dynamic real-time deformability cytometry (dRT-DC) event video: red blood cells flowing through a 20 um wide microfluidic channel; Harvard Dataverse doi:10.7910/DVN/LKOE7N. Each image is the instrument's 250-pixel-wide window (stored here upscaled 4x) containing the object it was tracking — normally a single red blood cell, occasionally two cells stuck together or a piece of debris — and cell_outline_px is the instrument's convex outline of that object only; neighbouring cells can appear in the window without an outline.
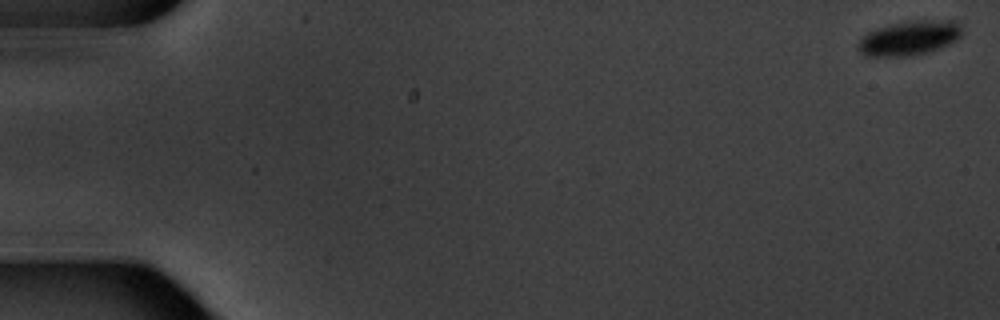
{"species": "common noctule bat (a hibernating species)", "species_latin": "Nyctalus noctula", "temperature_condition": "warm", "stored_images_in_passage": 5, "camera_frame_rate_fps": 3000, "um_per_image_px": 0.085, "animal": {"sex": "male", "body_mass_g": 20.1, "forearm_length_mm": 53.5}, "frame": {"image": 1, "passage_image": 1, "time_ms": 0.0, "image_size_px": [1000, 320], "cell_outline_px": [[960, 36], [956, 40], [948, 44], [928, 52], [904, 56], [864, 56], [856, 48], [856, 44], [868, 32], [880, 28], [896, 24], [916, 20], [956, 20], [960, 24]], "centroid_in_image_um": [77.28, 3.24], "position_along_channel_um": 7.7, "area_um2": 20.52}}
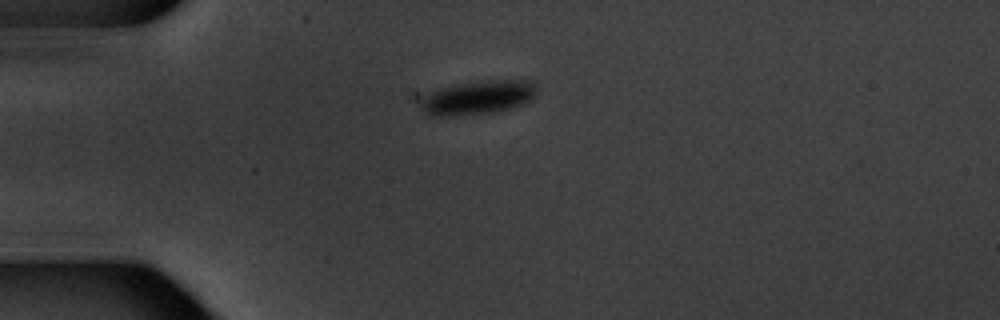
{"frame": {"image": 2, "passage_image": 5, "time_ms": 5.0, "image_size_px": [1000, 320], "cell_outline_px": [[536, 92], [532, 100], [508, 108], [492, 112], [444, 116], [432, 116], [420, 104], [420, 96], [440, 88], [452, 84], [480, 80], [536, 80]], "centroid_in_image_um": [40.63, 8.24], "position_along_channel_um": 44.4, "area_um2": 22.95}}